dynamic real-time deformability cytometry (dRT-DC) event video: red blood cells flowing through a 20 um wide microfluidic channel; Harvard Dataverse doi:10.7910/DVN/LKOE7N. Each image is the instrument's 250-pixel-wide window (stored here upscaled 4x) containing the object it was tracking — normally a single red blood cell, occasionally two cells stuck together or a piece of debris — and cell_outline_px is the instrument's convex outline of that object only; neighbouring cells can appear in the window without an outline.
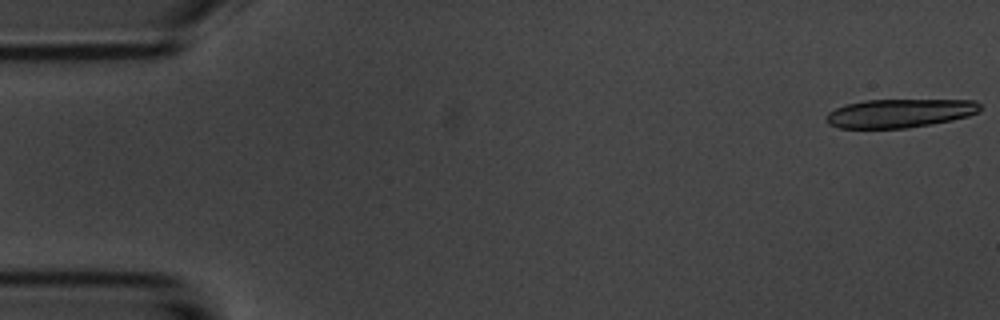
{"species": "common noctule bat (a hibernating species)", "species_latin": "Nyctalus noctula", "temperature_condition": "room temperature", "stored_images_in_passage": 17, "camera_frame_rate_fps": 3000, "um_per_image_px": 0.085, "animal": {"sex": "male", "body_mass_g": 20.1, "forearm_length_mm": 53.5}, "frame": {"image": 1, "passage_image": 1, "time_ms": 0.0, "image_size_px": [1000, 320], "cell_outline_px": [[980, 112], [968, 116], [952, 120], [908, 128], [840, 128], [828, 124], [828, 112], [844, 104], [864, 100], [976, 100], [980, 104]], "centroid_in_image_um": [76.49, 9.62], "position_along_channel_um": 8.5, "area_um2": 25.66}}